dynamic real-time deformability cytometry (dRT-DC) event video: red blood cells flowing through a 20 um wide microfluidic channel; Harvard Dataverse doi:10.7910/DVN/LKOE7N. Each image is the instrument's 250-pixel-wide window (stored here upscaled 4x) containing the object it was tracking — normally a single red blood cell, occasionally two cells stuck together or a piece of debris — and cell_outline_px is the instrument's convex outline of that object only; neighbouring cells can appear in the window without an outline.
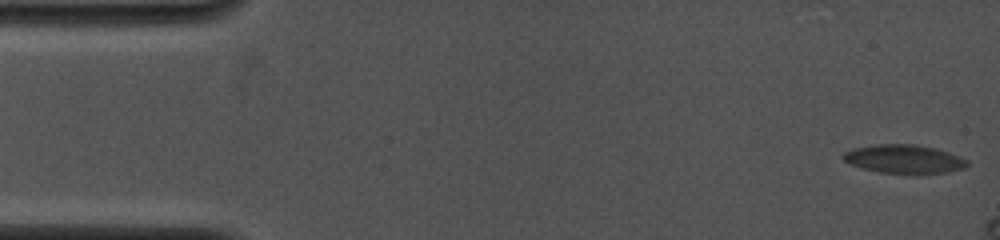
{"species": "common noctule bat (a hibernating species)", "species_latin": "Nyctalus noctula", "temperature_condition": "cold", "stored_images_in_passage": 15, "camera_frame_rate_fps": 4000, "um_per_image_px": 0.085, "animal": {"sex": "female", "body_mass_g": 19.0, "forearm_length_mm": 53.3}, "frame": {"image": 1, "passage_image": 1, "time_ms": 0.0, "image_size_px": [1000, 240], "cell_outline_px": [[968, 164], [964, 168], [948, 172], [912, 176], [880, 172], [864, 168], [852, 164], [844, 160], [840, 156], [844, 152], [852, 148], [876, 144], [916, 144], [936, 148], [948, 152], [968, 160]], "centroid_in_image_um": [76.86, 13.54], "position_along_channel_um": 8.1, "area_um2": 21.21}}